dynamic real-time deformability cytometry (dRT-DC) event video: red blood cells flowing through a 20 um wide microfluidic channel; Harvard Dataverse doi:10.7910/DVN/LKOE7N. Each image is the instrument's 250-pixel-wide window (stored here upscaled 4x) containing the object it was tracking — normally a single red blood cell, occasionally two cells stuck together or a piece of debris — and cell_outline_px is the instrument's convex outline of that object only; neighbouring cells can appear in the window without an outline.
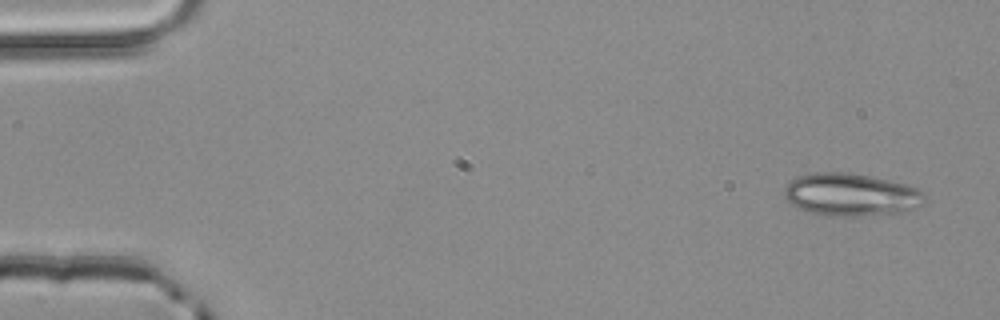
{"species": "common noctule bat (a hibernating species)", "species_latin": "Nyctalus noctula", "temperature_condition": "room temperature", "stored_images_in_passage": 3, "camera_frame_rate_fps": 3000, "um_per_image_px": 0.085, "animal": {"sex": "male", "body_mass_g": 20.4}, "frame": {"image": 1, "passage_image": 1, "time_ms": 0.0, "image_size_px": [1000, 320], "cell_outline_px": [[924, 200], [920, 204], [904, 212], [864, 216], [828, 216], [808, 212], [796, 208], [788, 204], [784, 196], [784, 188], [796, 176], [816, 172], [848, 172], [872, 176], [904, 184], [916, 188], [924, 192]], "centroid_in_image_um": [72.26, 16.55], "position_along_channel_um": 12.7, "area_um2": 35.14}}